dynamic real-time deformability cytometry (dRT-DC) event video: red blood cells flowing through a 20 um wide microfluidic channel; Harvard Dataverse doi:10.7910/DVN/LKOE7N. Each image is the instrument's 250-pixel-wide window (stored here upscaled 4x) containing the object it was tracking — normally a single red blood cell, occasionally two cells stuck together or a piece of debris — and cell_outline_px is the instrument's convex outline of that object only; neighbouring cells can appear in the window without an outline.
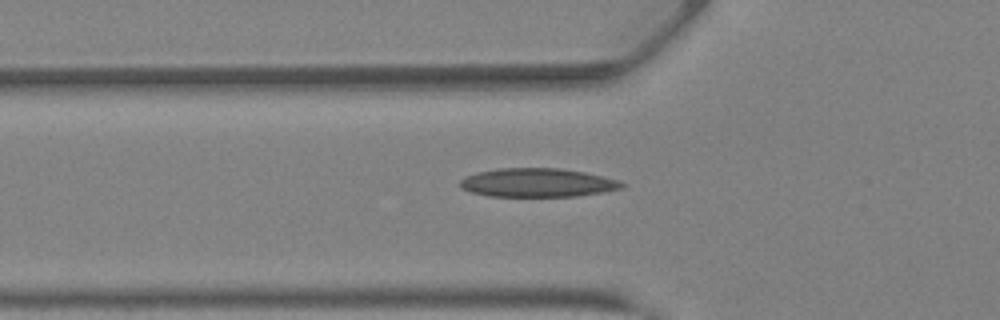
{"species": "Egyptian fruit bat (a non-hibernating species)", "species_latin": "Rousettus aegyptiacus", "temperature_condition": "warm", "stored_images_in_passage": 34, "camera_frame_rate_fps": 3000, "um_per_image_px": 0.085, "animal": {"sex": "female"}, "frame": {"image": 1, "passage_image": 5, "time_ms": 1.333, "image_size_px": [1000, 320], "cell_outline_px": [[624, 184], [620, 188], [600, 192], [576, 196], [488, 196], [472, 192], [460, 188], [460, 180], [464, 176], [496, 168], [560, 168], [584, 172], [604, 176], [620, 180]], "centroid_in_image_um": [45.65, 15.52], "position_along_channel_um": 80.1, "area_um2": 26.93}}
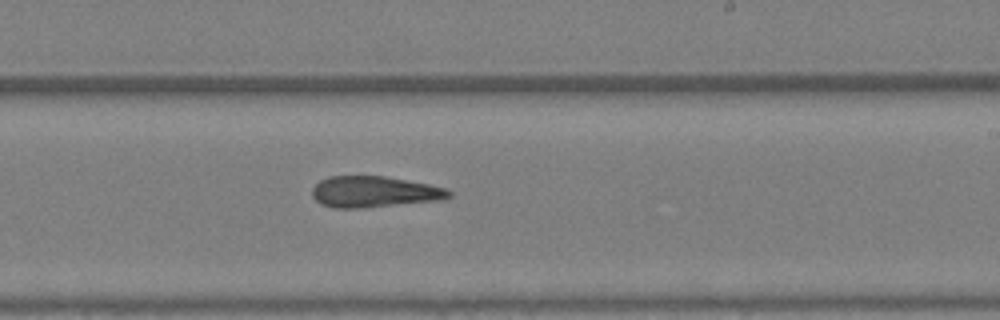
{"frame": {"image": 2, "passage_image": 16, "time_ms": 5.0, "image_size_px": [1000, 320], "cell_outline_px": [[452, 196], [440, 200], [364, 208], [336, 208], [320, 204], [312, 196], [312, 188], [320, 180], [328, 176], [384, 176], [428, 184], [444, 188], [452, 192]], "centroid_in_image_um": [31.78, 16.31], "position_along_channel_um": 257.2, "area_um2": 24.8}}
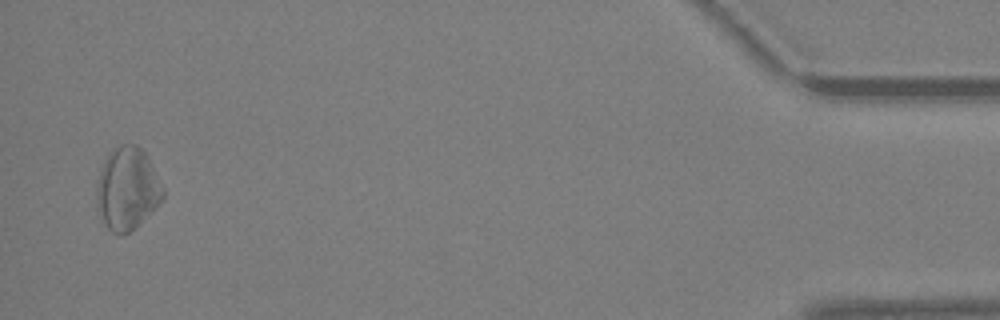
{"frame": {"image": 3, "passage_image": 32, "time_ms": 10.333, "image_size_px": [1000, 320], "cell_outline_px": [[164, 196], [160, 204], [156, 208], [124, 236], [120, 236], [112, 232], [104, 224], [100, 212], [96, 196], [96, 192], [100, 172], [104, 160], [120, 144], [136, 144], [144, 152], [164, 188]], "centroid_in_image_um": [10.83, 16.07], "position_along_channel_um": 424.4, "area_um2": 31.39}}